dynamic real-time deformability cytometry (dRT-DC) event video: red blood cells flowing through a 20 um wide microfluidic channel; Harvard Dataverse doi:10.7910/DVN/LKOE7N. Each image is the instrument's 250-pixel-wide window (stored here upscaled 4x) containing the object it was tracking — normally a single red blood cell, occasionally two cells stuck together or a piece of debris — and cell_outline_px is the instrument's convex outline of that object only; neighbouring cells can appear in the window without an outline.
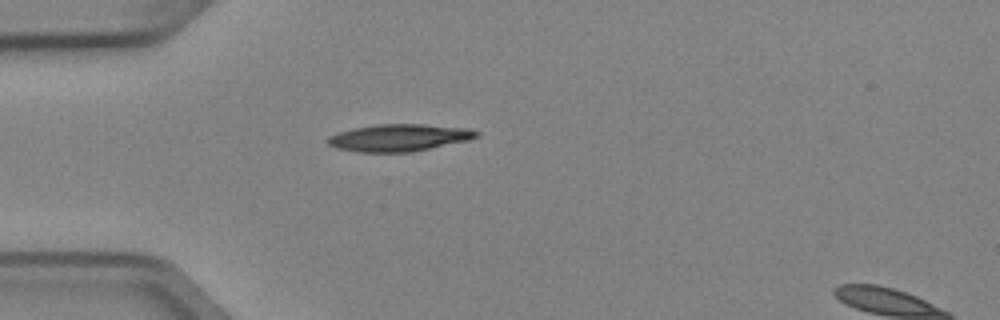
{"species": "Egyptian fruit bat (a non-hibernating species)", "species_latin": "Rousettus aegyptiacus", "temperature_condition": "cold", "stored_images_in_passage": 2, "segment_of_instrument_passage": [1, 2], "camera_frame_rate_fps": 3000, "um_per_image_px": 0.085, "animal": {"sex": "female"}, "frame": {"image": 1, "passage_image": 1, "time_ms": 0.0, "image_size_px": [1000, 320], "cell_outline_px": [[480, 132], [476, 136], [468, 140], [412, 152], [360, 152], [336, 148], [328, 144], [324, 140], [328, 136], [352, 128], [376, 124], [424, 124], [472, 128]], "centroid_in_image_um": [33.9, 11.69], "position_along_channel_um": 51.1, "area_um2": 23.64}}